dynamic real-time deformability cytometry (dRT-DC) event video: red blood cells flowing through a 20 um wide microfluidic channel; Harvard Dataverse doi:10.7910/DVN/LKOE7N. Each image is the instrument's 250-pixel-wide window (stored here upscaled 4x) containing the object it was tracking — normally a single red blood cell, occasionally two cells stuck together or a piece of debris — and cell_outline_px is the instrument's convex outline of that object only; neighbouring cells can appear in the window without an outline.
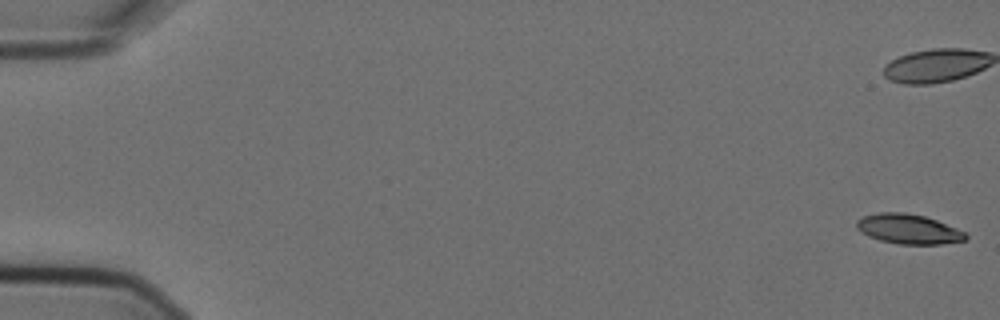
{"species": "Egyptian fruit bat (a non-hibernating species)", "species_latin": "Rousettus aegyptiacus", "temperature_condition": "cold", "stored_images_in_passage": 5, "camera_frame_rate_fps": 3000, "um_per_image_px": 0.085, "animal": {"sex": "female"}, "frame": {"image": 1, "passage_image": 1, "time_ms": 0.0, "image_size_px": [1000, 320], "cell_outline_px": [[968, 240], [940, 244], [900, 244], [880, 240], [868, 236], [860, 232], [856, 228], [856, 220], [864, 216], [876, 212], [904, 212], [924, 216], [936, 220], [956, 228], [964, 232], [968, 236]], "centroid_in_image_um": [77.2, 19.46], "position_along_channel_um": 7.8, "area_um2": 18.96}}